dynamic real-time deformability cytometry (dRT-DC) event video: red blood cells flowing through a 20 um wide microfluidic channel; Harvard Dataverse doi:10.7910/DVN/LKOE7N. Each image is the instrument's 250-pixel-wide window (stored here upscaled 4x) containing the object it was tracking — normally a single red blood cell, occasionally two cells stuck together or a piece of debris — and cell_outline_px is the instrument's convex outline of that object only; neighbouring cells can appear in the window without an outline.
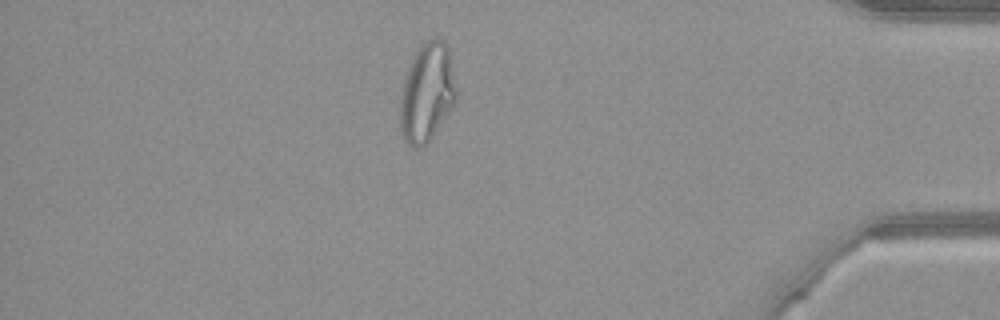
{"species": "common noctule bat (a hibernating species)", "species_latin": "Nyctalus noctula", "temperature_condition": "warm", "stored_images_in_passage": 51, "camera_frame_rate_fps": 3000, "um_per_image_px": 0.085, "animal": {"sex": "female", "body_mass_g": 21.9}, "frame": {"image": 1, "passage_image": 44, "time_ms": 14.333, "image_size_px": [1000, 320], "cell_outline_px": [[456, 100], [432, 136], [420, 148], [412, 148], [404, 140], [400, 132], [400, 100], [404, 80], [408, 68], [420, 44], [436, 36], [444, 40], [448, 48], [456, 92]], "centroid_in_image_um": [36.26, 7.87], "position_along_channel_um": 398.9, "area_um2": 31.85}}